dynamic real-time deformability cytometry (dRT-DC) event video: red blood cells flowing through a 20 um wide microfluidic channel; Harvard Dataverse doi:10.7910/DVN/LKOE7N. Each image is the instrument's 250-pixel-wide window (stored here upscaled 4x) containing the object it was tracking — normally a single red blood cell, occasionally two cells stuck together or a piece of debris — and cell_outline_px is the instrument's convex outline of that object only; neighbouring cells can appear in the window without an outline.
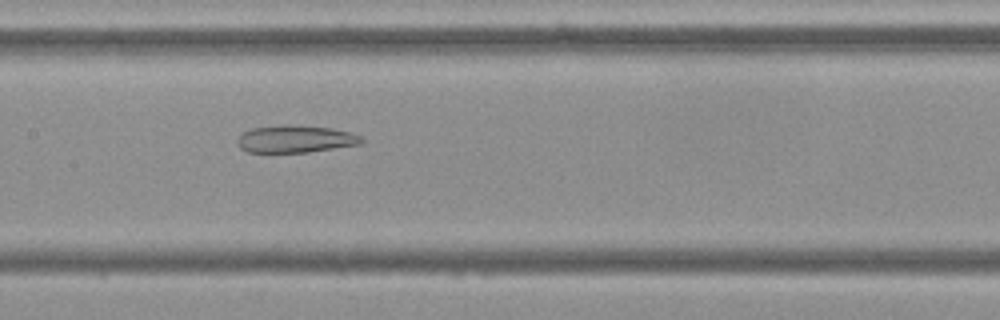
{"species": "Egyptian fruit bat (a non-hibernating species)", "species_latin": "Rousettus aegyptiacus", "temperature_condition": "cold", "stored_images_in_passage": 54, "camera_frame_rate_fps": 3000, "um_per_image_px": 0.085, "frame": {"image": 1, "passage_image": 26, "time_ms": 8.333, "image_size_px": [1000, 320], "cell_outline_px": [[364, 140], [360, 144], [308, 152], [248, 152], [240, 148], [236, 144], [236, 140], [244, 132], [252, 128], [280, 124], [288, 124], [332, 128], [352, 132], [360, 136]], "centroid_in_image_um": [25.09, 11.8], "position_along_channel_um": 182.3, "area_um2": 19.88}}
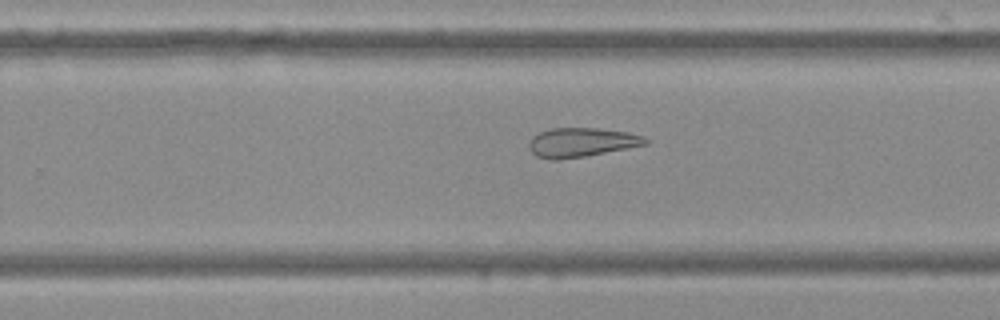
{"frame": {"image": 2, "passage_image": 34, "time_ms": 11.0, "image_size_px": [1000, 320], "cell_outline_px": [[652, 140], [648, 144], [584, 156], [556, 160], [552, 160], [536, 156], [528, 148], [528, 144], [532, 136], [540, 132], [552, 128], [596, 128], [628, 132], [644, 136]], "centroid_in_image_um": [49.43, 12.09], "position_along_channel_um": 280.4, "area_um2": 19.83}}
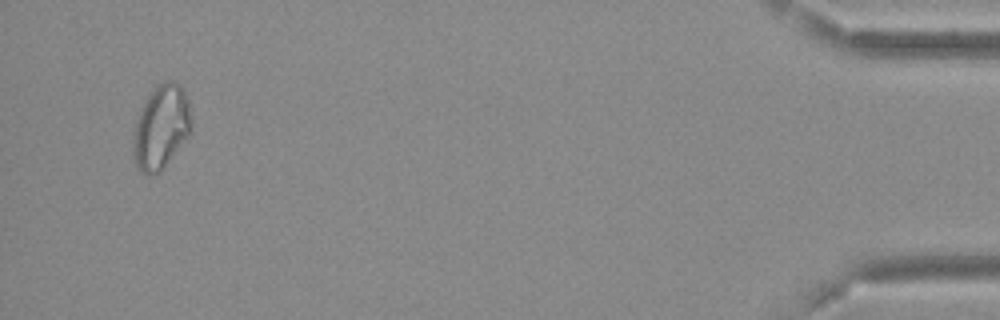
{"frame": {"image": 3, "passage_image": 52, "time_ms": 17.0, "image_size_px": [1000, 320], "cell_outline_px": [[188, 136], [164, 168], [160, 172], [148, 176], [140, 172], [132, 156], [132, 132], [136, 120], [148, 96], [156, 84], [164, 80], [172, 80], [180, 84], [184, 88], [188, 100]], "centroid_in_image_um": [13.63, 10.82], "position_along_channel_um": 421.6, "area_um2": 28.38}, "authors_computed_cell_mechanics": {"area_um2": 25.1719, "velocity_mm_per_s": 3.6888, "shape_relaxation_time_tau1_ms": null, "shape_relaxation_time_tau2_ms": 4.5491, "deformation_change_tau1": null, "deformation_change_tau2": 0.1341}}